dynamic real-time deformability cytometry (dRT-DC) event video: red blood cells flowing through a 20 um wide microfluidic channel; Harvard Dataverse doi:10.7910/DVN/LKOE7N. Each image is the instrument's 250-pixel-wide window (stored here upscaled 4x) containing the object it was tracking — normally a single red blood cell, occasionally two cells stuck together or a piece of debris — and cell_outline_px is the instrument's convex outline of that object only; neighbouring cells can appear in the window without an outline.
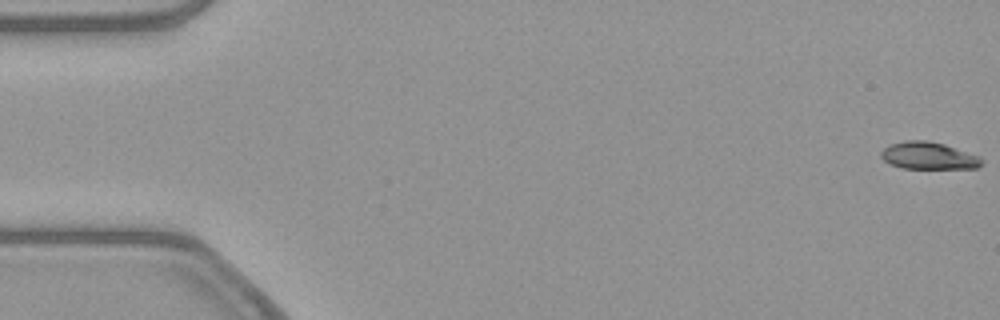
{"species": "common noctule bat (a hibernating species)", "species_latin": "Nyctalus noctula", "temperature_condition": "warm", "stored_images_in_passage": 54, "camera_frame_rate_fps": 3000, "um_per_image_px": 0.085, "animal": {"sex": "female", "body_mass_g": 21.9}, "frame": {"image": 1, "passage_image": 1, "time_ms": 0.0, "image_size_px": [1000, 320], "cell_outline_px": [[984, 160], [976, 168], [904, 168], [892, 164], [884, 160], [880, 156], [880, 152], [888, 144], [904, 140], [928, 140], [944, 144], [980, 156]], "centroid_in_image_um": [78.91, 13.22], "position_along_channel_um": 6.1, "area_um2": 15.95}}
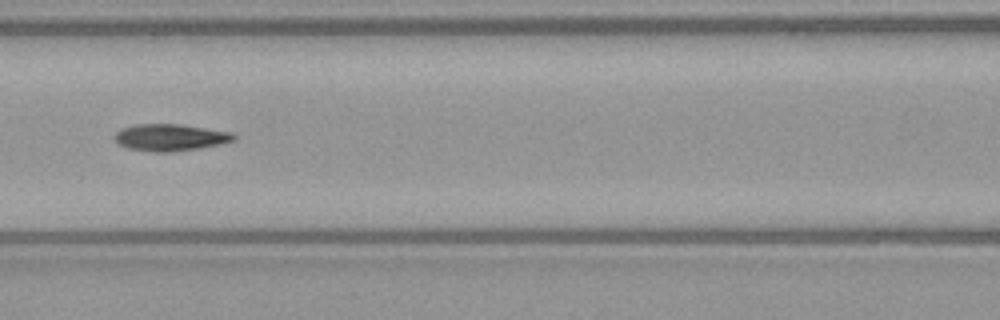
{"frame": {"image": 2, "passage_image": 24, "time_ms": 7.667, "image_size_px": [1000, 320], "cell_outline_px": [[236, 140], [220, 144], [200, 148], [172, 152], [152, 152], [128, 148], [120, 144], [112, 136], [120, 128], [136, 124], [176, 124], [232, 132], [236, 136]], "centroid_in_image_um": [14.46, 11.68], "position_along_channel_um": 152.1, "area_um2": 18.67}}
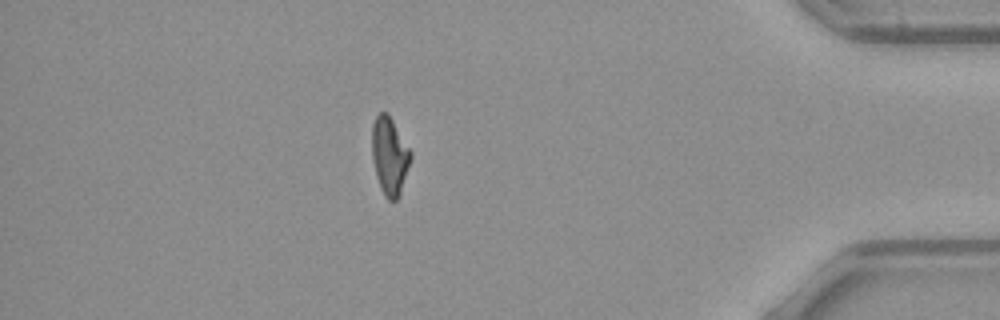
{"frame": {"image": 3, "passage_image": 47, "time_ms": 15.333, "image_size_px": [1000, 320], "cell_outline_px": [[412, 156], [400, 192], [396, 200], [388, 200], [384, 196], [380, 188], [376, 176], [372, 160], [372, 124], [376, 116], [380, 112], [388, 112], [412, 152]], "centroid_in_image_um": [33.1, 13.22], "position_along_channel_um": 402.1, "area_um2": 17.57}, "authors_computed_cell_mechanics": {"area_um2": 17.6001, "velocity_mm_per_s": 3.8688, "shape_relaxation_time_tau1_ms": 10.865, "shape_relaxation_time_tau2_ms": 2.6537, "deformation_change_tau1": 0.2779, "deformation_change_tau2": 0.0875}}